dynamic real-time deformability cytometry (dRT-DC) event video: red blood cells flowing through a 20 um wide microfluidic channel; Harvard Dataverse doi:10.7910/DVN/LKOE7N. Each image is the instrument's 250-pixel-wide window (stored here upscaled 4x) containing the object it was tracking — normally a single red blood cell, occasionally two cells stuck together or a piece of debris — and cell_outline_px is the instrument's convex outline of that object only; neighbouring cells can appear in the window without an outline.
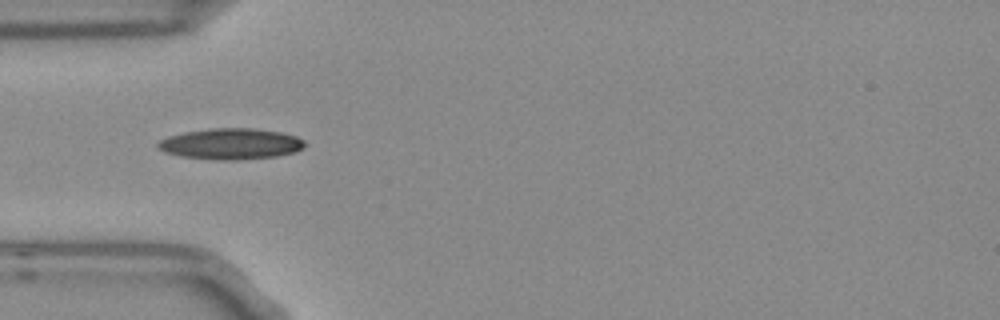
{"species": "Egyptian fruit bat (a non-hibernating species)", "species_latin": "Rousettus aegyptiacus", "temperature_condition": "room temperature", "stored_images_in_passage": 4, "camera_frame_rate_fps": 3000, "um_per_image_px": 0.085, "frame": {"image": 1, "passage_image": 2, "time_ms": 0.333, "image_size_px": [1000, 320], "cell_outline_px": [[304, 148], [296, 152], [276, 156], [236, 160], [224, 160], [184, 156], [168, 152], [160, 148], [156, 144], [160, 140], [168, 136], [184, 132], [208, 128], [252, 128], [280, 132], [296, 136], [304, 140]], "centroid_in_image_um": [19.67, 12.21], "position_along_channel_um": 65.3, "area_um2": 26.24}}
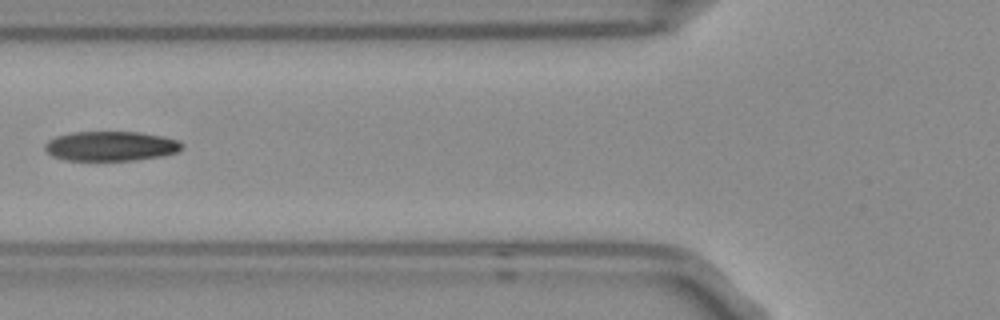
{"frame": {"image": 2, "passage_image": 3, "time_ms": 0.667, "image_size_px": [1000, 320], "cell_outline_px": [[184, 144], [176, 152], [164, 156], [136, 160], [64, 160], [52, 156], [44, 148], [44, 144], [48, 140], [56, 136], [72, 132], [140, 132], [160, 136], [176, 140]], "centroid_in_image_um": [9.38, 12.42], "position_along_channel_um": 116.4, "area_um2": 23.64}}